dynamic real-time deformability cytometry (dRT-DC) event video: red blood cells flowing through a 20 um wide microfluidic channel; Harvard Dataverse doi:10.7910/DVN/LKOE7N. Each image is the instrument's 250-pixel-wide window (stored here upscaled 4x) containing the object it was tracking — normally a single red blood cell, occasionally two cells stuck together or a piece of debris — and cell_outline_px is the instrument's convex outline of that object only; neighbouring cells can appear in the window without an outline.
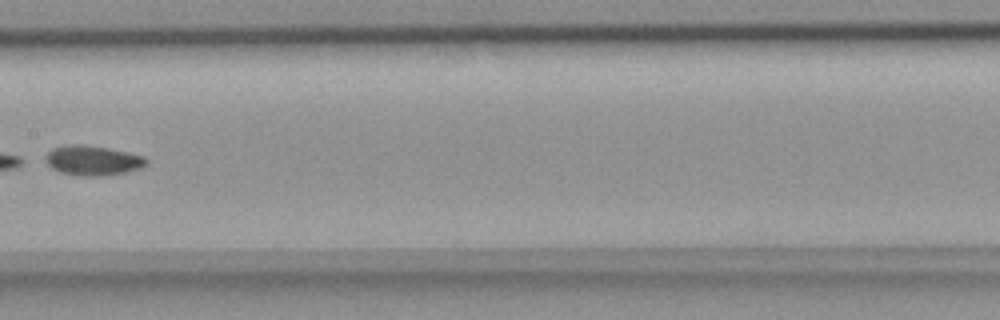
{"species": "common noctule bat (a hibernating species)", "species_latin": "Nyctalus noctula", "temperature_condition": "room temperature", "stored_images_in_passage": 7, "camera_frame_rate_fps": 3000, "um_per_image_px": 0.085, "animal": {"sex": "female", "body_mass_g": 18.4}, "frame": {"image": 1, "passage_image": 6, "time_ms": 1.667, "image_size_px": [1000, 320], "cell_outline_px": [[148, 164], [140, 168], [124, 172], [100, 176], [76, 176], [60, 172], [52, 168], [40, 160], [52, 148], [72, 144], [84, 144], [108, 148], [144, 156], [148, 160]], "centroid_in_image_um": [7.82, 13.64], "position_along_channel_um": 199.6, "area_um2": 17.74}}
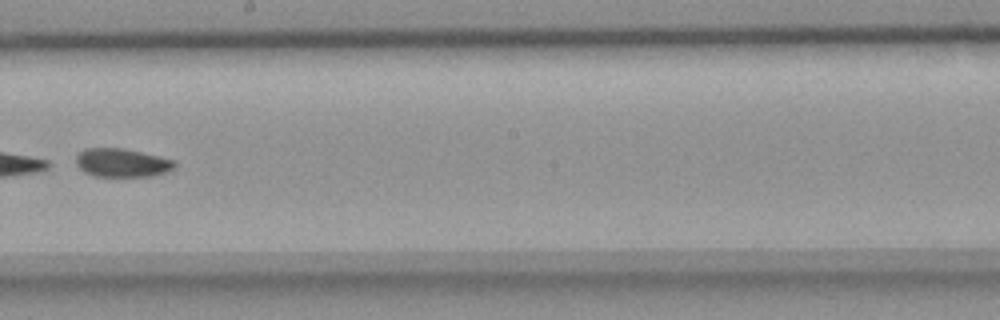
{"frame": {"image": 2, "passage_image": 7, "time_ms": 2.0, "image_size_px": [1000, 320], "cell_outline_px": [[176, 168], [168, 172], [152, 176], [96, 176], [84, 172], [76, 164], [76, 156], [84, 148], [124, 148], [176, 160]], "centroid_in_image_um": [10.41, 13.83], "position_along_channel_um": 237.8, "area_um2": 16.53}}